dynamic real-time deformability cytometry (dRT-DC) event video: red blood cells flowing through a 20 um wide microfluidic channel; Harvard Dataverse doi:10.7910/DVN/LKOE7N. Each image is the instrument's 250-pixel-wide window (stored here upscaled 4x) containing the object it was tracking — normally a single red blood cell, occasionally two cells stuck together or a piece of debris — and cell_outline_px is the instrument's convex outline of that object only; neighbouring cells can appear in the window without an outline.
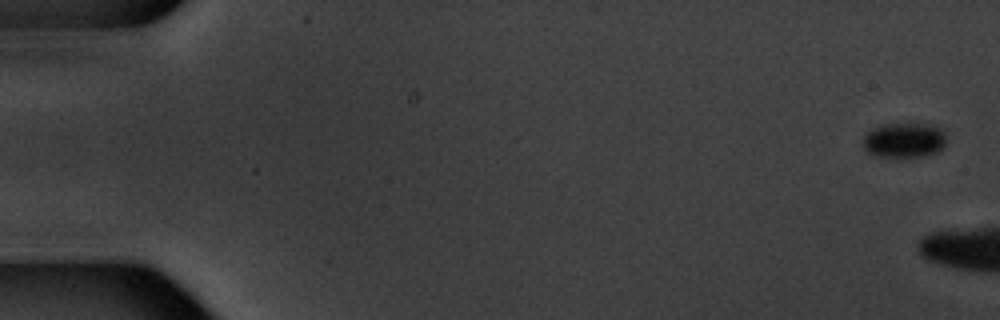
{"species": "common noctule bat (a hibernating species)", "species_latin": "Nyctalus noctula", "temperature_condition": "warm", "stored_images_in_passage": 3, "camera_frame_rate_fps": 3000, "um_per_image_px": 0.085, "animal": {"sex": "male", "body_mass_g": 20.1, "forearm_length_mm": 53.5}, "frame": {"image": 1, "passage_image": 1, "time_ms": 0.0, "image_size_px": [1000, 320], "cell_outline_px": [[944, 148], [940, 152], [928, 156], [876, 156], [868, 152], [864, 148], [864, 136], [872, 128], [884, 124], [912, 120], [932, 124], [940, 128], [944, 132]], "centroid_in_image_um": [76.9, 11.86], "position_along_channel_um": 8.1, "area_um2": 17.63}}